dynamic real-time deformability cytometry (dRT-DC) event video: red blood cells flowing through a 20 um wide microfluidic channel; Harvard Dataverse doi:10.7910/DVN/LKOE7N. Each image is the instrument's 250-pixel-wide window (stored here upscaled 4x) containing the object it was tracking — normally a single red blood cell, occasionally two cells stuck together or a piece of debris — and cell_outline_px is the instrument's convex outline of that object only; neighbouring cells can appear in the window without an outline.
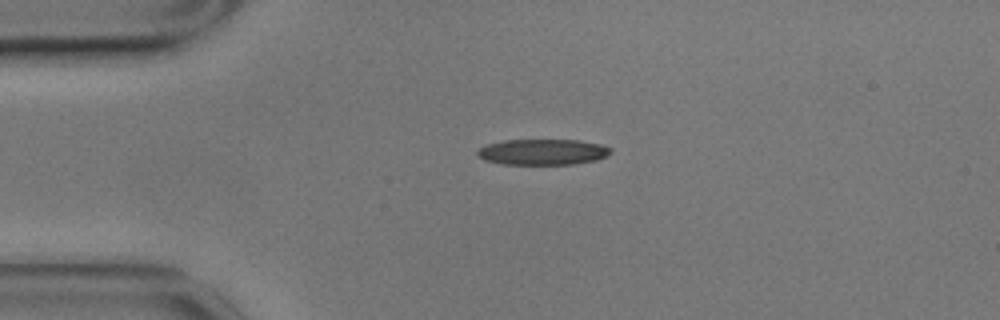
{"species": "common noctule bat (a hibernating species)", "species_latin": "Nyctalus noctula", "temperature_condition": "cold", "stored_images_in_passage": 45, "camera_frame_rate_fps": 3000, "um_per_image_px": 0.085, "animal": {"sex": "male", "body_mass_g": 17.9}, "frame": {"image": 1, "passage_image": 1, "time_ms": 0.0, "image_size_px": [1000, 320], "cell_outline_px": [[612, 152], [596, 160], [572, 164], [500, 164], [484, 160], [476, 152], [480, 148], [488, 144], [504, 140], [580, 140], [600, 144], [612, 148]], "centroid_in_image_um": [46.14, 12.91], "position_along_channel_um": 38.9, "area_um2": 19.94}}
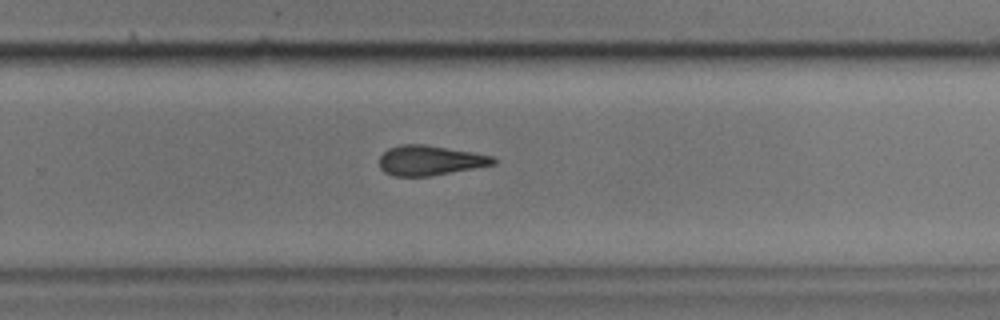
{"frame": {"image": 2, "passage_image": 25, "time_ms": 8.0, "image_size_px": [1000, 320], "cell_outline_px": [[496, 164], [428, 176], [392, 176], [384, 172], [380, 168], [380, 156], [388, 148], [400, 144], [424, 144], [472, 152], [492, 156], [496, 160]], "centroid_in_image_um": [36.51, 13.63], "position_along_channel_um": 293.3, "area_um2": 19.71}}
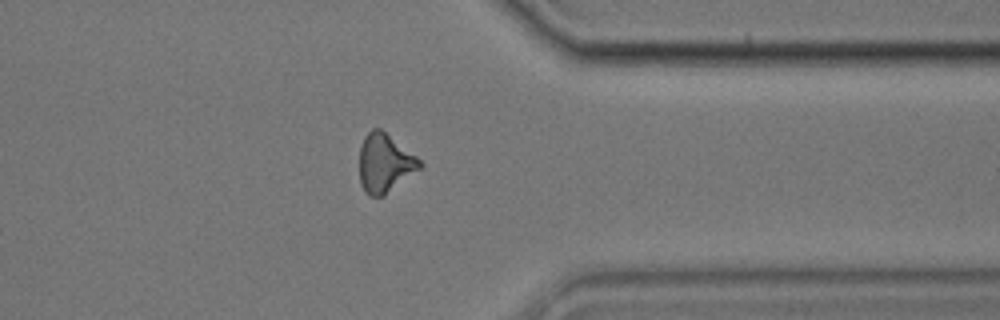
{"frame": {"image": 3, "passage_image": 33, "time_ms": 10.667, "image_size_px": [1000, 320], "cell_outline_px": [[424, 164], [420, 168], [384, 196], [368, 196], [364, 192], [360, 184], [360, 148], [364, 136], [372, 128], [380, 128], [416, 156]], "centroid_in_image_um": [32.68, 13.88], "position_along_channel_um": 378.7, "area_um2": 20.52}, "authors_computed_cell_mechanics": {"area_um2": 20.519, "velocity_mm_per_s": 3.5009, "shape_relaxation_time_tau1_ms": 4.6069, "shape_relaxation_time_tau2_ms": 4.1167, "deformation_change_tau1": 0.1461, "deformation_change_tau2": 0.1455}}